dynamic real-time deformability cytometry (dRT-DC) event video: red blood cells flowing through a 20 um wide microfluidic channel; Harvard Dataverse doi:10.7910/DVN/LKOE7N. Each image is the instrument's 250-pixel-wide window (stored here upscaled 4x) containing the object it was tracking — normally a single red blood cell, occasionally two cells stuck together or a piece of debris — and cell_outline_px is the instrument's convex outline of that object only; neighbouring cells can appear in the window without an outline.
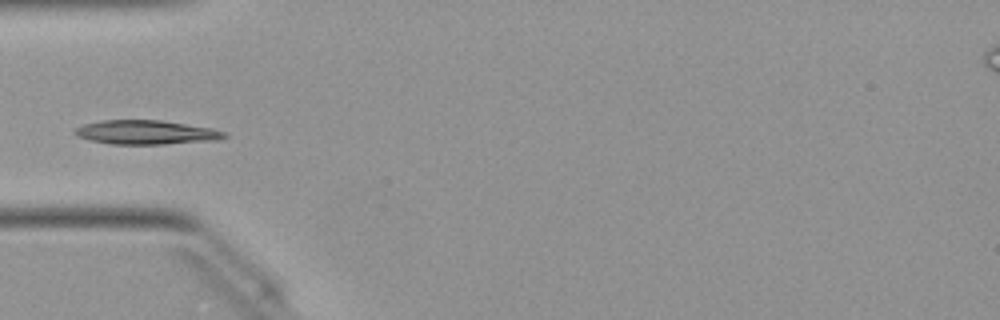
{"species": "Egyptian fruit bat (a non-hibernating species)", "species_latin": "Rousettus aegyptiacus", "temperature_condition": "warm", "stored_images_in_passage": 35, "camera_frame_rate_fps": 3000, "um_per_image_px": 0.085, "animal": {"sex": "female"}, "frame": {"image": 1, "passage_image": 1, "time_ms": 0.0, "image_size_px": [1000, 320], "cell_outline_px": [[228, 136], [220, 140], [164, 144], [112, 144], [88, 140], [76, 136], [72, 132], [76, 128], [84, 124], [100, 120], [160, 120], [212, 128], [224, 132]], "centroid_in_image_um": [12.4, 11.25], "position_along_channel_um": 72.6, "area_um2": 21.1}}
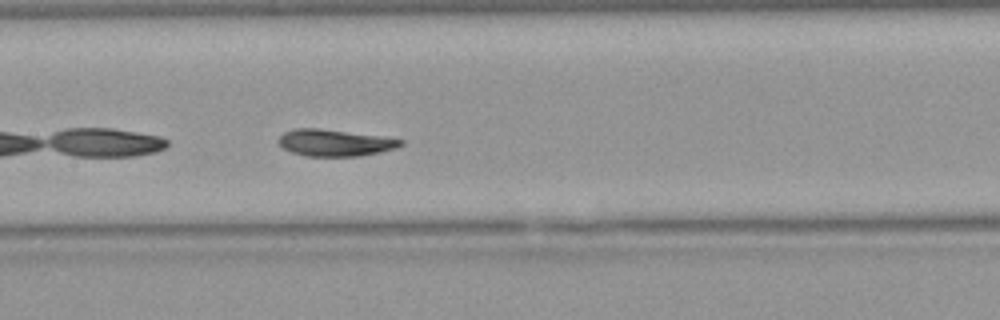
{"frame": {"image": 2, "passage_image": 9, "time_ms": 2.667, "image_size_px": [1000, 320], "cell_outline_px": [[404, 144], [396, 148], [380, 152], [360, 156], [304, 156], [292, 152], [284, 148], [276, 140], [284, 132], [292, 128], [320, 128], [384, 136], [404, 140]], "centroid_in_image_um": [28.47, 12.12], "position_along_channel_um": 178.9, "area_um2": 19.25}}
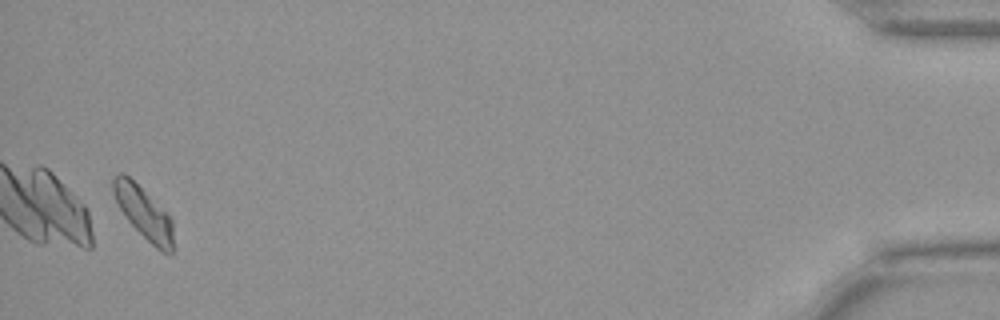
{"frame": {"image": 3, "passage_image": 34, "time_ms": 11.0, "image_size_px": [1000, 320], "cell_outline_px": [[176, 248], [168, 256], [160, 252], [124, 216], [112, 192], [112, 176], [120, 172], [124, 172], [172, 220]], "centroid_in_image_um": [12.24, 18.16], "position_along_channel_um": 423.0, "area_um2": 18.03}}